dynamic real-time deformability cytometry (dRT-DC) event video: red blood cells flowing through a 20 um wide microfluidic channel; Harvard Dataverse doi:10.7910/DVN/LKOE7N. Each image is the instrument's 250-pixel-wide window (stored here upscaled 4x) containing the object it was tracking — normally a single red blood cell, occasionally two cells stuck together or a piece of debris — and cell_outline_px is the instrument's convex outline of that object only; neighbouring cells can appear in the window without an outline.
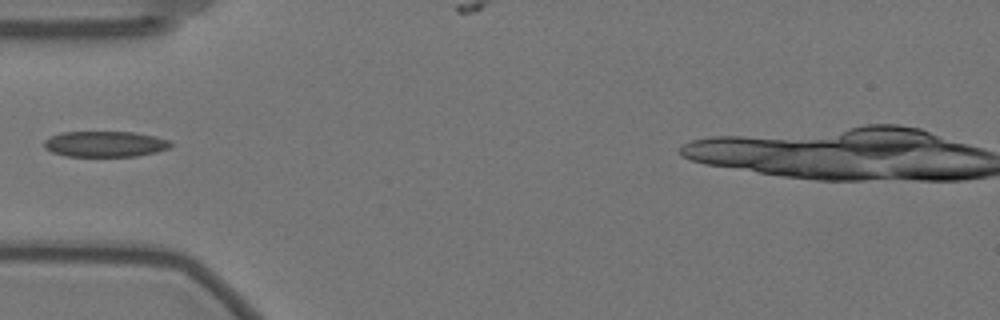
{"species": "Egyptian fruit bat (a non-hibernating species)", "species_latin": "Rousettus aegyptiacus", "temperature_condition": "warm", "stored_images_in_passage": 7, "camera_frame_rate_fps": 3000, "um_per_image_px": 0.085, "animal": {"sex": "female"}, "frame": {"image": 1, "passage_image": 1, "time_ms": 0.0, "image_size_px": [1000, 320], "cell_outline_px": [[172, 148], [156, 152], [136, 156], [68, 156], [52, 152], [44, 148], [44, 140], [60, 132], [132, 132], [156, 136], [172, 140]], "centroid_in_image_um": [8.98, 12.24], "position_along_channel_um": 76.0, "area_um2": 19.13}}